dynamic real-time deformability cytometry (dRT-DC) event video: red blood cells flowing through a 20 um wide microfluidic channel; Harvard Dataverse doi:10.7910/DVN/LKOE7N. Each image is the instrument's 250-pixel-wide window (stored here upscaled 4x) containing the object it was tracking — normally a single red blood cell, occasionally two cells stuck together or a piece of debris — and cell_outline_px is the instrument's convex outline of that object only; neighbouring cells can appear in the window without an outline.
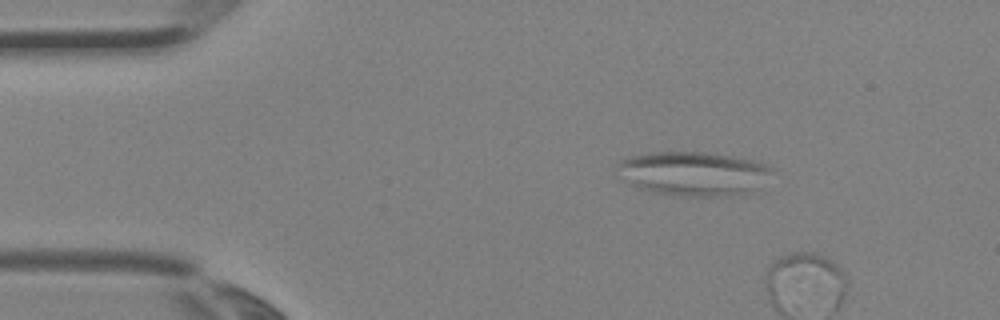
{"species": "Egyptian fruit bat (a non-hibernating species)", "species_latin": "Rousettus aegyptiacus", "temperature_condition": "room temperature", "stored_images_in_passage": 3, "camera_frame_rate_fps": 3000, "um_per_image_px": 0.085, "animal": {"sex": "female"}, "frame": {"image": 1, "passage_image": 1, "time_ms": 0.0, "image_size_px": [1000, 320], "cell_outline_px": [[772, 168], [756, 188], [752, 192], [720, 196], [680, 196], [656, 192], [640, 188], [628, 184], [620, 176], [616, 164], [620, 160], [628, 156], [648, 152], [704, 152], [732, 156], [752, 160], [764, 164]], "centroid_in_image_um": [58.84, 14.74], "position_along_channel_um": 26.2, "area_um2": 39.42}}